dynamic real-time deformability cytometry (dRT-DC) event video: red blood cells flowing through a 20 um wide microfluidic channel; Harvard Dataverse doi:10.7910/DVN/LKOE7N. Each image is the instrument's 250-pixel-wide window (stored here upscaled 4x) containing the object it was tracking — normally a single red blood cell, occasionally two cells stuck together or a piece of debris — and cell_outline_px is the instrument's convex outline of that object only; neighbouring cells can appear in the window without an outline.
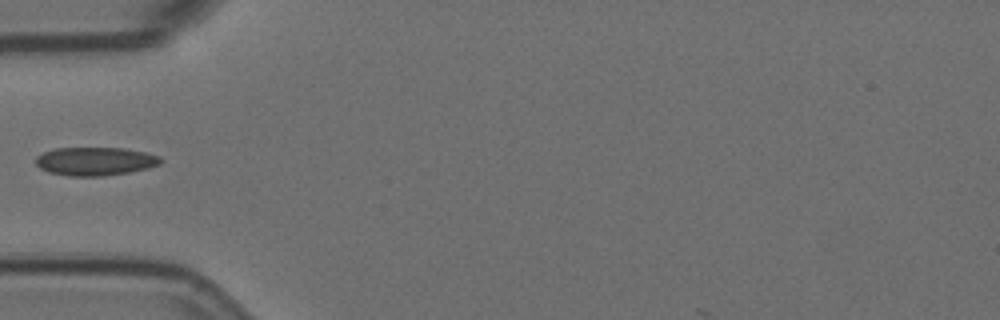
{"species": "Egyptian fruit bat (a non-hibernating species)", "species_latin": "Rousettus aegyptiacus", "temperature_condition": "room temperature", "stored_images_in_passage": 8, "camera_frame_rate_fps": 3000, "um_per_image_px": 0.085, "animal": {"sex": "female"}, "frame": {"image": 1, "passage_image": 6, "time_ms": 1.667, "image_size_px": [1000, 320], "cell_outline_px": [[164, 160], [160, 164], [148, 168], [128, 172], [104, 176], [68, 176], [48, 172], [40, 168], [36, 164], [36, 156], [44, 152], [56, 148], [124, 148], [144, 152], [160, 156]], "centroid_in_image_um": [8.1, 13.71], "position_along_channel_um": 76.9, "area_um2": 20.69}}
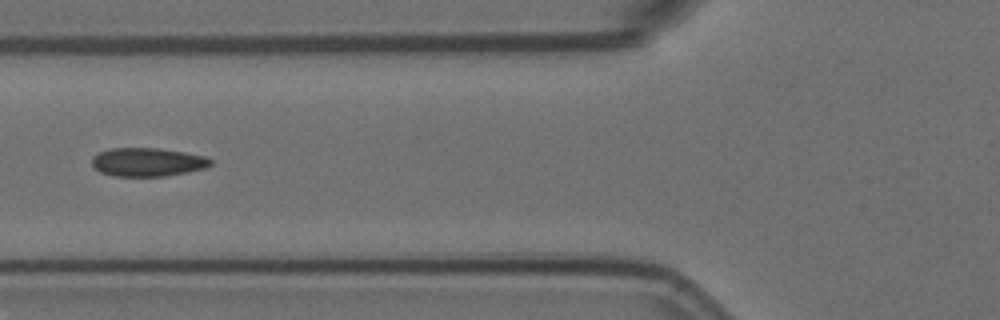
{"frame": {"image": 2, "passage_image": 7, "time_ms": 2.0, "image_size_px": [1000, 320], "cell_outline_px": [[212, 164], [208, 168], [188, 172], [164, 176], [112, 176], [100, 172], [92, 164], [92, 156], [100, 152], [112, 148], [160, 148], [184, 152], [204, 156], [212, 160]], "centroid_in_image_um": [12.56, 13.78], "position_along_channel_um": 113.2, "area_um2": 19.83}}
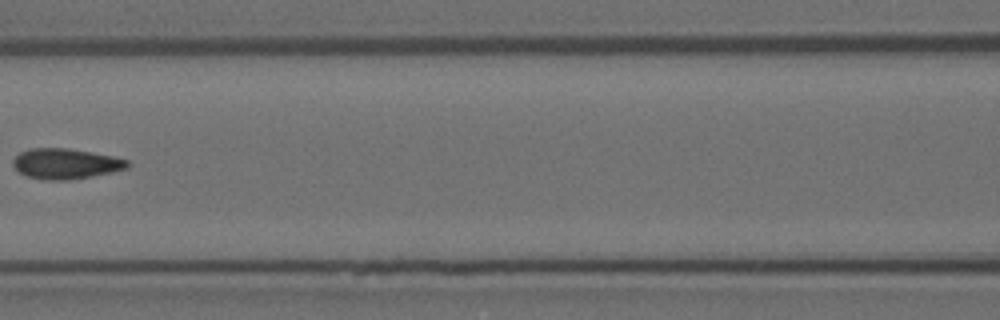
{"frame": {"image": 3, "passage_image": 8, "time_ms": 2.333, "image_size_px": [1000, 320], "cell_outline_px": [[128, 168], [112, 172], [92, 176], [68, 180], [48, 180], [28, 176], [20, 172], [12, 164], [12, 160], [20, 152], [32, 148], [68, 148], [112, 156], [128, 160]], "centroid_in_image_um": [5.58, 13.91], "position_along_channel_um": 161.0, "area_um2": 20.06}}